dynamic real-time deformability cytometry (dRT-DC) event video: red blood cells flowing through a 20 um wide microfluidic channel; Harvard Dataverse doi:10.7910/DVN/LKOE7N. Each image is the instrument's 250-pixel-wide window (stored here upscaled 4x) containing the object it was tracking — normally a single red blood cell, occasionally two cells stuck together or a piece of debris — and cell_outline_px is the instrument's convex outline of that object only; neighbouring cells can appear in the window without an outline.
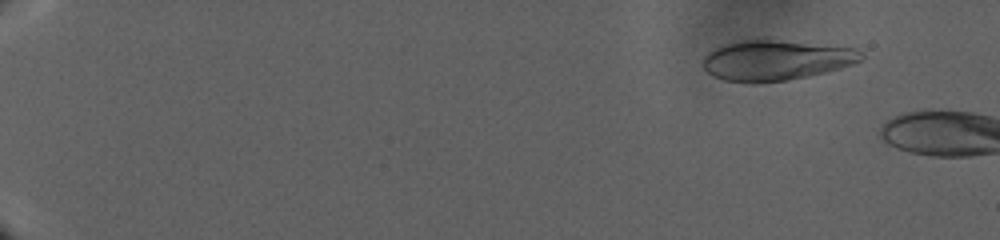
{"species": "human", "species_latin": "Homo sapiens", "temperature_condition": "warm", "stored_images_in_passage": 25, "camera_frame_rate_fps": 3000, "um_per_image_px": 0.085, "donor": {"sex": "male"}, "frame": {"image": 1, "passage_image": 16, "time_ms": 4.667, "image_size_px": [1000, 240], "cell_outline_px": [[864, 60], [856, 64], [808, 76], [788, 80], [756, 84], [752, 84], [724, 80], [712, 76], [704, 72], [700, 64], [700, 60], [708, 52], [724, 44], [744, 40], [772, 40], [856, 48], [864, 52]], "centroid_in_image_um": [65.91, 5.15], "position_along_channel_um": 19.1, "area_um2": 37.57}}